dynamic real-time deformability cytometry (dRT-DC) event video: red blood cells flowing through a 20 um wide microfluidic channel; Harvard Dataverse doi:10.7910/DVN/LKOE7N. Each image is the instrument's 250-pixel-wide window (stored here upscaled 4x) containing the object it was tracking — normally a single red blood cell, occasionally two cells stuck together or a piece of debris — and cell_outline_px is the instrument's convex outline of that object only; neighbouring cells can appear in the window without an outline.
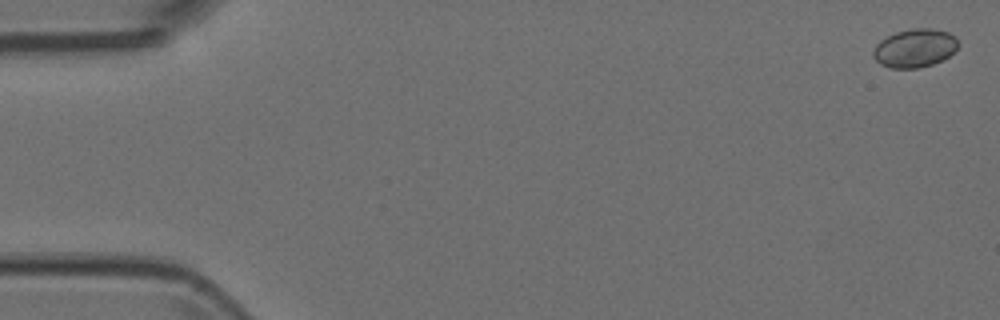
{"species": "Egyptian fruit bat (a non-hibernating species)", "species_latin": "Rousettus aegyptiacus", "temperature_condition": "room temperature", "stored_images_in_passage": 6, "camera_frame_rate_fps": 3000, "um_per_image_px": 0.085, "animal": {"sex": "female"}, "frame": {"image": 1, "passage_image": 1, "time_ms": 0.0, "image_size_px": [1000, 320], "cell_outline_px": [[956, 48], [948, 56], [932, 64], [920, 68], [892, 68], [880, 64], [872, 56], [872, 52], [876, 44], [880, 40], [896, 32], [912, 28], [932, 28], [948, 32], [956, 36]], "centroid_in_image_um": [77.72, 4.08], "position_along_channel_um": 7.3, "area_um2": 18.9}}
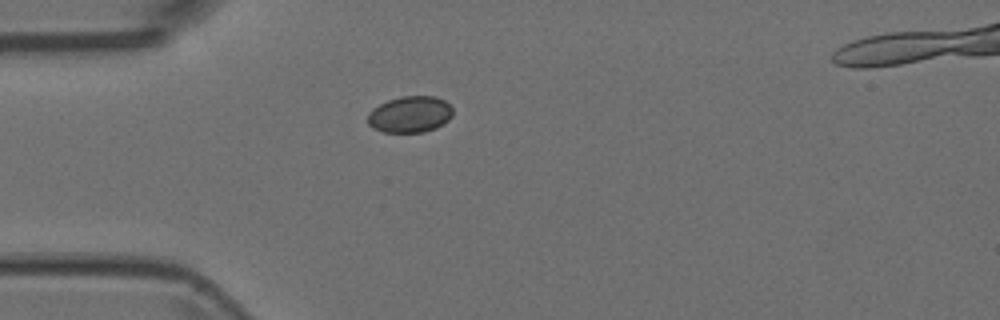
{"frame": {"image": 2, "passage_image": 5, "time_ms": 1.333, "image_size_px": [1000, 320], "cell_outline_px": [[452, 116], [448, 120], [436, 128], [424, 132], [384, 132], [372, 128], [368, 124], [368, 112], [372, 108], [388, 100], [400, 96], [436, 96], [444, 100], [452, 108]], "centroid_in_image_um": [34.83, 9.72], "position_along_channel_um": 50.2, "area_um2": 18.15}}